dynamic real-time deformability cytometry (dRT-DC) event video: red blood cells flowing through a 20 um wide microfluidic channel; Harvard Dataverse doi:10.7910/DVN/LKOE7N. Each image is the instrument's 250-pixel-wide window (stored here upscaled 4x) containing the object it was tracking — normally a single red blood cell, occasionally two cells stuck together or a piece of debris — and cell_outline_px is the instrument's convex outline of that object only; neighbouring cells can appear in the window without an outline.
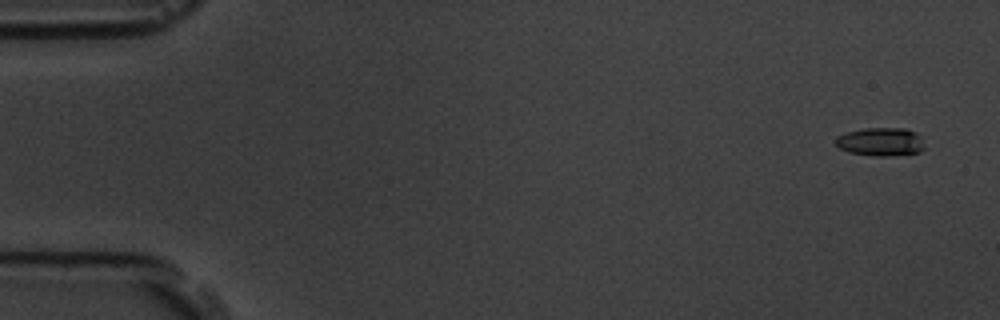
{"species": "common noctule bat (a hibernating species)", "species_latin": "Nyctalus noctula", "temperature_condition": "room temperature", "stored_images_in_passage": 5, "camera_frame_rate_fps": 3000, "um_per_image_px": 0.085, "animal": {"sex": "male", "body_mass_g": 19.5, "forearm_length_mm": 54.6}, "frame": {"image": 1, "passage_image": 1, "time_ms": 0.0, "image_size_px": [1000, 320], "cell_outline_px": [[924, 148], [920, 152], [884, 156], [876, 156], [848, 152], [840, 148], [836, 144], [836, 136], [848, 132], [864, 128], [904, 128], [916, 132], [920, 136]], "centroid_in_image_um": [74.85, 12.04], "position_along_channel_um": 10.1, "area_um2": 14.57}}
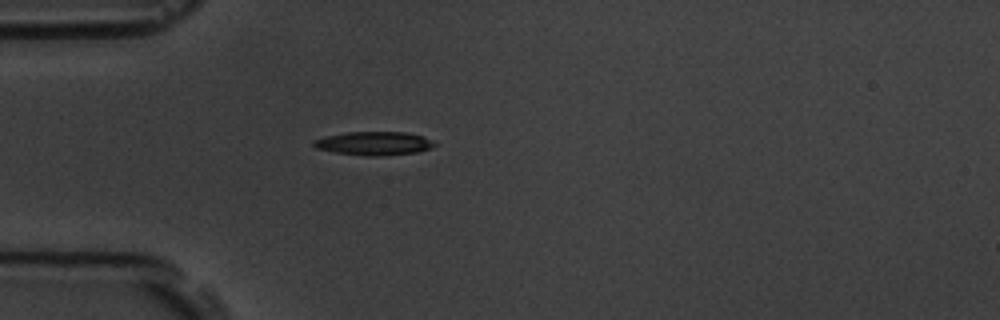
{"frame": {"image": 2, "passage_image": 5, "time_ms": 4.667, "image_size_px": [1000, 320], "cell_outline_px": [[436, 144], [428, 148], [416, 152], [384, 156], [368, 156], [336, 152], [316, 148], [312, 144], [312, 140], [324, 136], [348, 132], [404, 132], [424, 136]], "centroid_in_image_um": [31.74, 12.18], "position_along_channel_um": 53.3, "area_um2": 16.47}}